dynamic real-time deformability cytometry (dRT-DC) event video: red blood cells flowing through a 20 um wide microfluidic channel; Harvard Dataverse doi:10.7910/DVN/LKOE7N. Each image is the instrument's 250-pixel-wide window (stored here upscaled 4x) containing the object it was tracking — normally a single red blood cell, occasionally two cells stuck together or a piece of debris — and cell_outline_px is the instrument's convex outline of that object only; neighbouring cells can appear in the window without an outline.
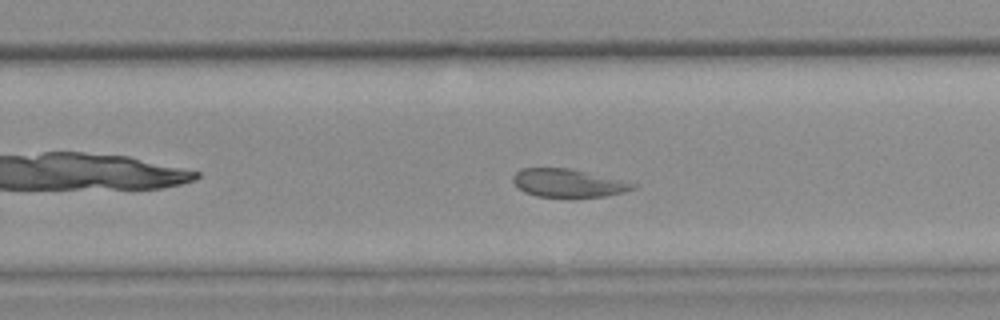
{"species": "common noctule bat (a hibernating species)", "species_latin": "Nyctalus noctula", "temperature_condition": "warm", "stored_images_in_passage": 43, "camera_frame_rate_fps": 3000, "um_per_image_px": 0.085, "animal": {"sex": "female", "body_mass_g": 25.1}, "frame": {"image": 1, "passage_image": 31, "time_ms": 10.0, "image_size_px": [1000, 320], "cell_outline_px": [[636, 188], [624, 192], [604, 196], [576, 200], [572, 200], [536, 196], [524, 192], [512, 180], [512, 176], [520, 168], [572, 168], [636, 184]], "centroid_in_image_um": [48.27, 15.6], "position_along_channel_um": 281.5, "area_um2": 20.35}, "authors_computed_cell_mechanics": {"area_um2": 21.7328, "velocity_mm_per_s": 3.6633, "shape_relaxation_time_tau1_ms": null, "shape_relaxation_time_tau2_ms": 4.6213, "deformation_change_tau1": null, "deformation_change_tau2": 0.0939}}